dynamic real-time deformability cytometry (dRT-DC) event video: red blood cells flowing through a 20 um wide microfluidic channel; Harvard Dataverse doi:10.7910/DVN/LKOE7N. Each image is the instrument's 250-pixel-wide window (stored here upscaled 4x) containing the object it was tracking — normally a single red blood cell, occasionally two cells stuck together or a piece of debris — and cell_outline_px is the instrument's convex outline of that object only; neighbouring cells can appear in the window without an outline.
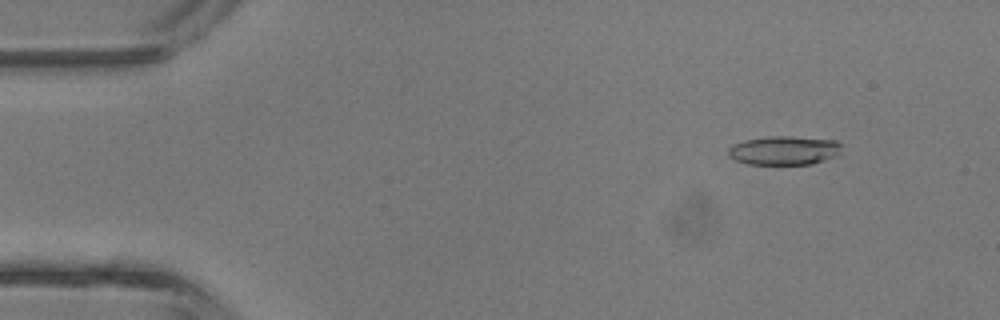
{"species": "common noctule bat (a hibernating species)", "species_latin": "Nyctalus noctula", "temperature_condition": "room temperature", "stored_images_in_passage": 41, "camera_frame_rate_fps": 3000, "um_per_image_px": 0.085, "animal": {"sex": "male", "body_mass_g": 13.3}, "frame": {"image": 1, "passage_image": 5, "time_ms": 1.333, "image_size_px": [1000, 320], "cell_outline_px": [[840, 152], [824, 160], [812, 164], [748, 164], [736, 160], [728, 156], [728, 148], [732, 144], [744, 140], [768, 136], [788, 136], [836, 140], [840, 144]], "centroid_in_image_um": [66.6, 12.78], "position_along_channel_um": 18.4, "area_um2": 19.02}}
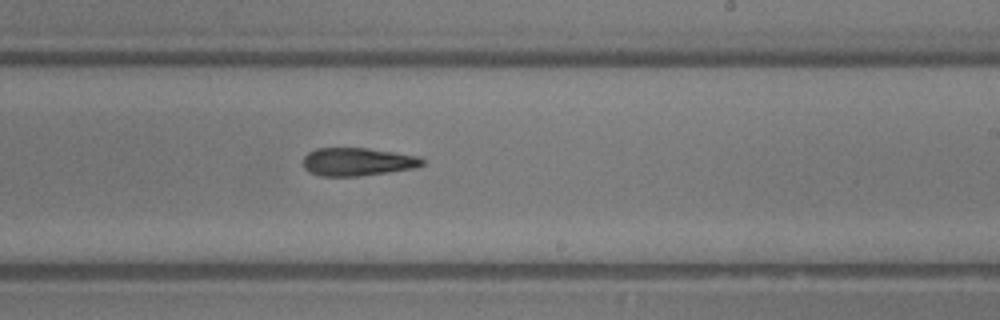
{"frame": {"image": 2, "passage_image": 25, "time_ms": 8.0, "image_size_px": [1000, 320], "cell_outline_px": [[424, 164], [416, 168], [388, 172], [356, 176], [320, 176], [308, 172], [304, 168], [304, 156], [308, 152], [316, 148], [368, 148], [420, 156], [424, 160]], "centroid_in_image_um": [30.39, 13.75], "position_along_channel_um": 258.6, "area_um2": 19.59}}
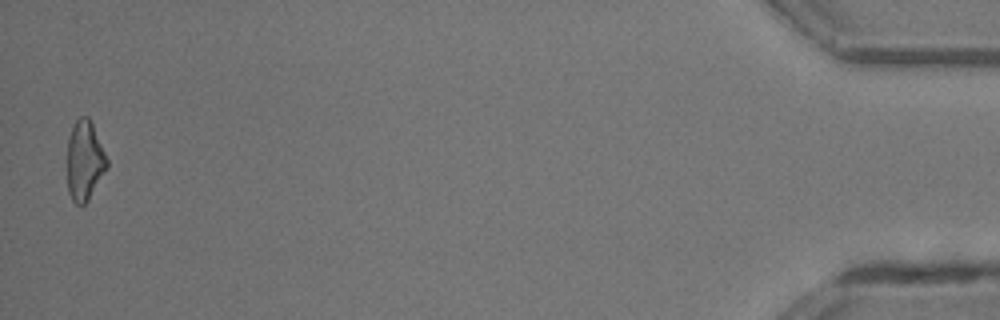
{"frame": {"image": 3, "passage_image": 41, "time_ms": 13.333, "image_size_px": [1000, 320], "cell_outline_px": [[108, 168], [88, 200], [84, 204], [76, 204], [72, 200], [68, 192], [68, 140], [72, 128], [76, 120], [80, 116], [88, 116], [92, 124], [108, 160]], "centroid_in_image_um": [7.2, 13.67], "position_along_channel_um": 428.0, "area_um2": 18.26}}